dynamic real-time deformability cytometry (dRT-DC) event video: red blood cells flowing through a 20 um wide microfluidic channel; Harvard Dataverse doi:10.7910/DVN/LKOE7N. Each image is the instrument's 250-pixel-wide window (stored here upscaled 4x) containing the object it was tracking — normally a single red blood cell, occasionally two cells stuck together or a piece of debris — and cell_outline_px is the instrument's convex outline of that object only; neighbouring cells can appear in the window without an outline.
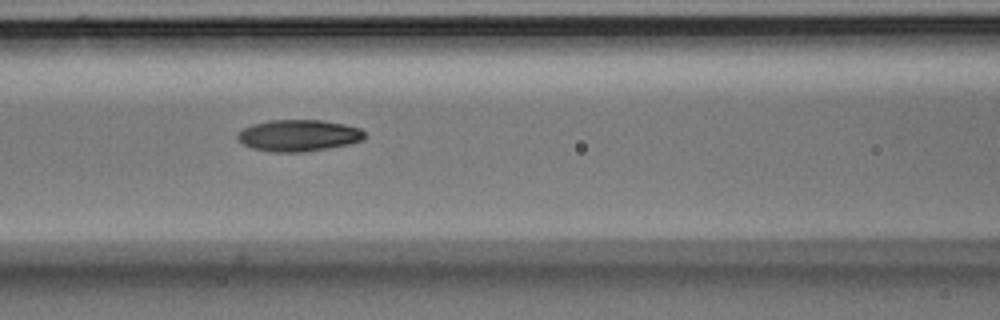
{"species": "Egyptian fruit bat (a non-hibernating species)", "species_latin": "Rousettus aegyptiacus", "temperature_condition": "room temperature", "stored_images_in_passage": 9, "segment_of_instrument_passage": [1, 2], "camera_frame_rate_fps": 3000, "um_per_image_px": 0.085, "animal": {"sex": "male"}, "frame": {"image": 1, "passage_image": 7, "time_ms": 2.0, "image_size_px": [1000, 320], "cell_outline_px": [[368, 136], [360, 140], [348, 144], [328, 148], [304, 152], [272, 152], [252, 148], [244, 144], [236, 136], [244, 128], [252, 124], [268, 120], [324, 120], [344, 124], [360, 128]], "centroid_in_image_um": [25.39, 11.51], "position_along_channel_um": 141.2, "area_um2": 23.35}}
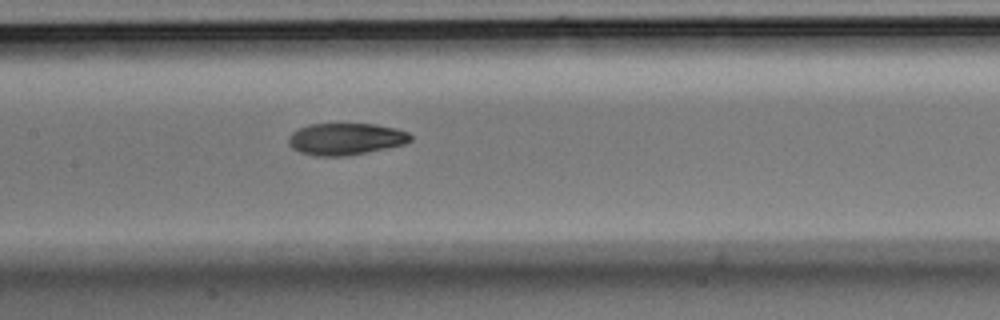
{"frame": {"image": 2, "passage_image": 8, "time_ms": 2.333, "image_size_px": [1000, 320], "cell_outline_px": [[412, 140], [404, 144], [344, 156], [316, 156], [300, 152], [292, 148], [288, 144], [288, 136], [292, 132], [308, 124], [376, 124], [396, 128], [408, 132], [412, 136]], "centroid_in_image_um": [29.36, 11.8], "position_along_channel_um": 178.0, "area_um2": 22.54}}